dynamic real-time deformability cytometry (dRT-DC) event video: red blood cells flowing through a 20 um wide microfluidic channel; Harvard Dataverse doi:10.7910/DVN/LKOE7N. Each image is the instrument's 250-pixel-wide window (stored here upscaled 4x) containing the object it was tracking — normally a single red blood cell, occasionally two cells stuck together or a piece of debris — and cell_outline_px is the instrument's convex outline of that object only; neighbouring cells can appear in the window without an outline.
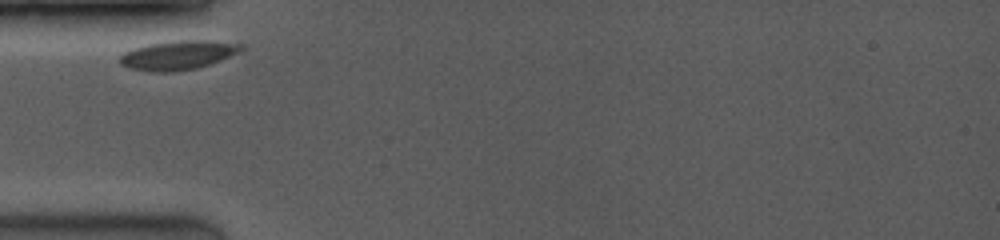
{"species": "common noctule bat (a hibernating species)", "species_latin": "Nyctalus noctula", "temperature_condition": "room temperature", "stored_images_in_passage": 4, "camera_frame_rate_fps": 3500, "um_per_image_px": 0.085, "animal": {"sex": "female", "body_mass_g": 19.0, "forearm_length_mm": 53.3}, "frame": {"image": 1, "passage_image": 1, "time_ms": 0.0, "image_size_px": [1000, 240], "cell_outline_px": [[244, 52], [196, 68], [172, 72], [148, 72], [128, 68], [120, 64], [120, 56], [124, 52], [132, 48], [148, 44], [176, 40], [204, 40], [244, 44]], "centroid_in_image_um": [15.14, 4.68], "position_along_channel_um": 69.9, "area_um2": 20.87}}
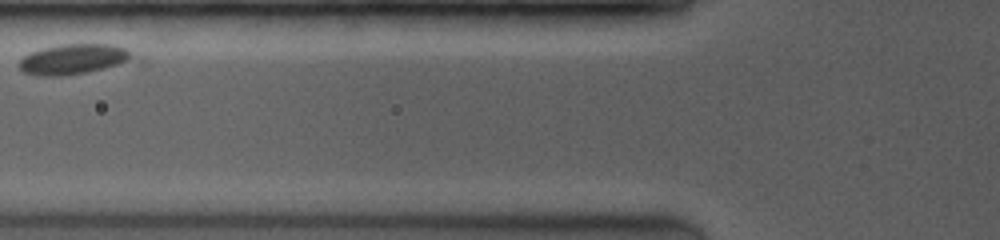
{"frame": {"image": 2, "passage_image": 3, "time_ms": 1.429, "image_size_px": [1000, 240], "cell_outline_px": [[144, 64], [64, 76], [36, 76], [24, 72], [16, 64], [24, 56], [32, 52], [44, 48], [60, 44], [112, 44], [128, 48], [144, 56]], "centroid_in_image_um": [6.65, 5.05], "position_along_channel_um": 119.2, "area_um2": 22.08}}